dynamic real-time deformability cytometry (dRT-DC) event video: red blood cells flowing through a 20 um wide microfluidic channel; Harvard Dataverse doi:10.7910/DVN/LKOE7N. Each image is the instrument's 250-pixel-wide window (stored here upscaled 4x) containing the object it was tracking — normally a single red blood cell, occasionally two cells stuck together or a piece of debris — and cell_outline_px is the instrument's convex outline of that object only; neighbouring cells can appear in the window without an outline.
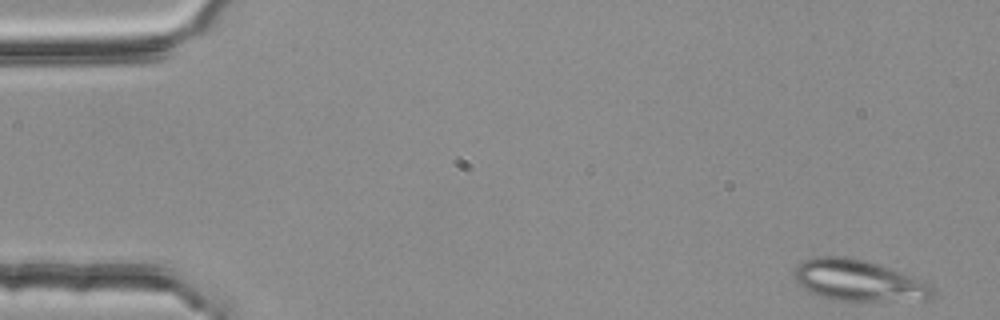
{"species": "common noctule bat (a hibernating species)", "species_latin": "Nyctalus noctula", "temperature_condition": "room temperature", "stored_images_in_passage": 49, "camera_frame_rate_fps": 3000, "um_per_image_px": 0.085, "animal": {"sex": "female", "body_mass_g": 25.1}, "frame": {"image": 1, "passage_image": 1, "time_ms": 0.0, "image_size_px": [1000, 320], "cell_outline_px": [[936, 288], [932, 300], [832, 300], [808, 292], [796, 280], [796, 268], [804, 260], [816, 256], [844, 256], [876, 264], [888, 268], [932, 284]], "centroid_in_image_um": [73.02, 23.86], "position_along_channel_um": 12.0, "area_um2": 32.77}}
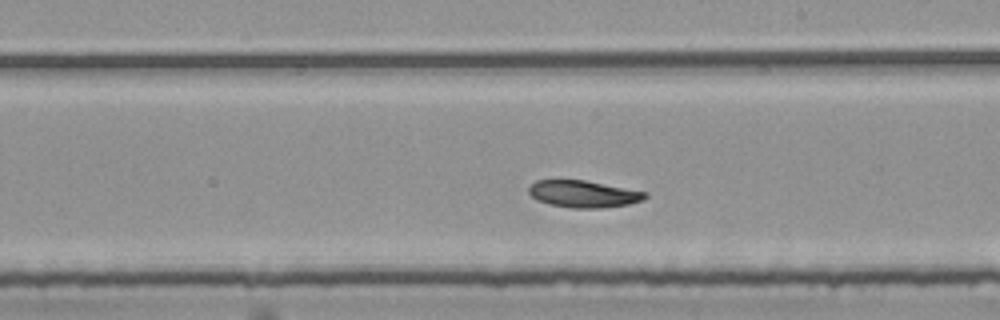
{"frame": {"image": 2, "passage_image": 30, "time_ms": 9.667, "image_size_px": [1000, 320], "cell_outline_px": [[648, 196], [640, 200], [628, 204], [600, 208], [572, 208], [548, 204], [536, 200], [528, 192], [528, 188], [536, 180], [584, 180], [648, 192]], "centroid_in_image_um": [49.57, 16.49], "position_along_channel_um": 239.4, "area_um2": 18.21}}
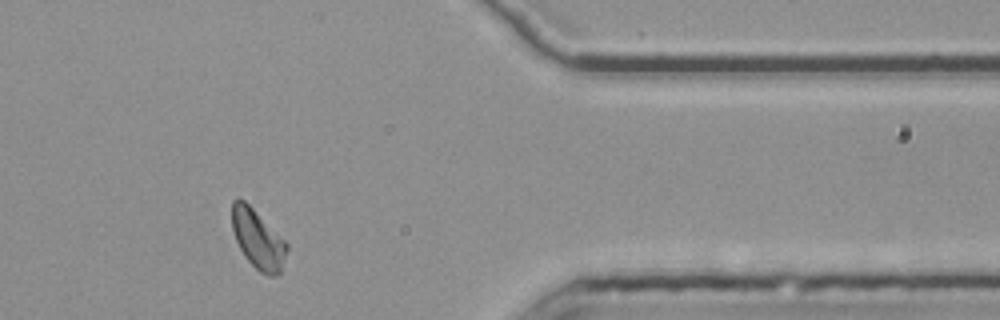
{"frame": {"image": 3, "passage_image": 44, "time_ms": 14.333, "image_size_px": [1000, 320], "cell_outline_px": [[288, 248], [280, 272], [276, 276], [268, 276], [260, 272], [244, 256], [236, 240], [232, 228], [232, 200], [236, 196], [240, 196], [288, 244]], "centroid_in_image_um": [21.9, 20.32], "position_along_channel_um": 389.5, "area_um2": 18.67}, "authors_computed_cell_mechanics": {"area_um2": 19.0162, "velocity_mm_per_s": 3.713, "shape_relaxation_time_tau1_ms": 3.6598, "shape_relaxation_time_tau2_ms": 5.912, "deformation_change_tau1": 0.1224, "deformation_change_tau2": 0.1075}}